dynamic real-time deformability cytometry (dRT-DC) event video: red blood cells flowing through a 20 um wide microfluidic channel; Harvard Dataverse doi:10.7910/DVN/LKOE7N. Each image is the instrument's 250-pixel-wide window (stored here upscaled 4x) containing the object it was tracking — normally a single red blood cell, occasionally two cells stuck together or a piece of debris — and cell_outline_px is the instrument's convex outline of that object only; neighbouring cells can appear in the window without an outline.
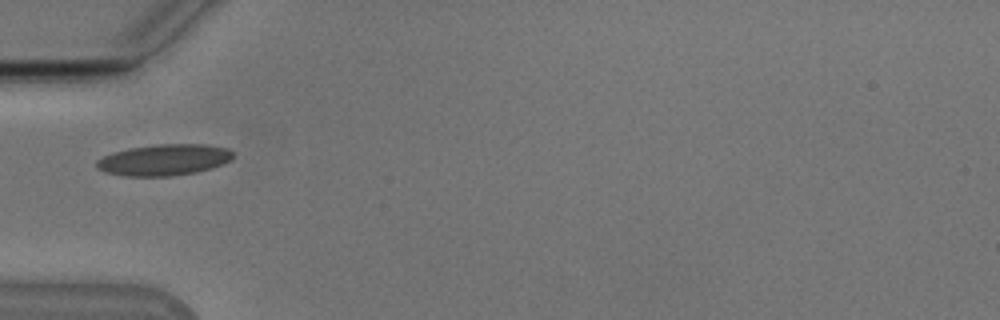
{"species": "Egyptian fruit bat (a non-hibernating species)", "species_latin": "Rousettus aegyptiacus", "temperature_condition": "cold", "stored_images_in_passage": 23, "camera_frame_rate_fps": 3000, "um_per_image_px": 0.085, "animal": {"sex": "male"}, "frame": {"image": 1, "passage_image": 1, "time_ms": 0.0, "image_size_px": [1000, 320], "cell_outline_px": [[232, 160], [224, 164], [212, 168], [196, 172], [172, 176], [124, 176], [104, 172], [96, 168], [96, 160], [112, 152], [128, 148], [156, 144], [208, 144], [228, 148], [232, 152]], "centroid_in_image_um": [13.94, 13.58], "position_along_channel_um": 71.1, "area_um2": 25.14}}
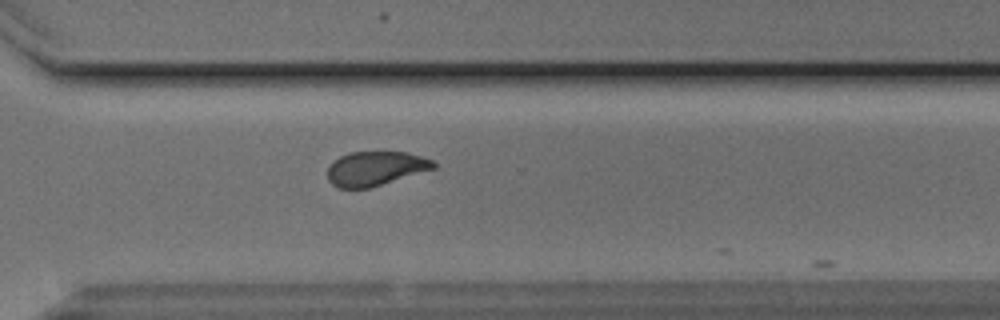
{"frame": {"image": 2, "passage_image": 22, "time_ms": 7.0, "image_size_px": [1000, 320], "cell_outline_px": [[436, 168], [368, 188], [336, 188], [328, 180], [328, 168], [340, 156], [348, 152], [408, 152], [432, 160], [436, 164]], "centroid_in_image_um": [31.91, 14.32], "position_along_channel_um": 338.7, "area_um2": 20.98}}